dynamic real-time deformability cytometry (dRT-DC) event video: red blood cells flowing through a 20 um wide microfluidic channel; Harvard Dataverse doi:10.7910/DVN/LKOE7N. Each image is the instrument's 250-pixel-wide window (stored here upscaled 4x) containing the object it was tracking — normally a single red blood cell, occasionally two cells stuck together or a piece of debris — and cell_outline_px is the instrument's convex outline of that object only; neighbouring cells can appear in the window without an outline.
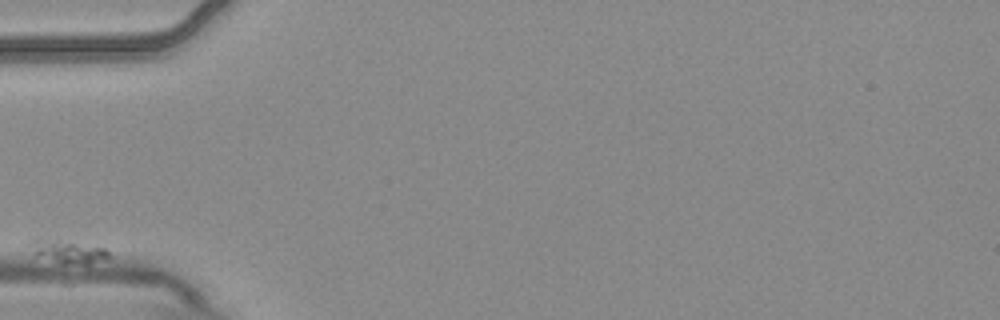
{"species": "common noctule bat (a hibernating species)", "species_latin": "Nyctalus noctula", "temperature_condition": "warm", "stored_images_in_passage": 14, "camera_frame_rate_fps": 3000, "um_per_image_px": 0.085, "animal": {"sex": "male", "body_mass_g": 20.4}, "frame": {"image": 1, "passage_image": 1, "time_ms": 0.0, "image_size_px": [1000, 320], "cell_outline_px": [[108, 256], [88, 264], [64, 264], [36, 252], [28, 244], [28, 240], [40, 236], [56, 236], [104, 248], [108, 252]], "centroid_in_image_um": [5.71, 21.26], "position_along_channel_um": 79.3, "area_um2": 10.81}}
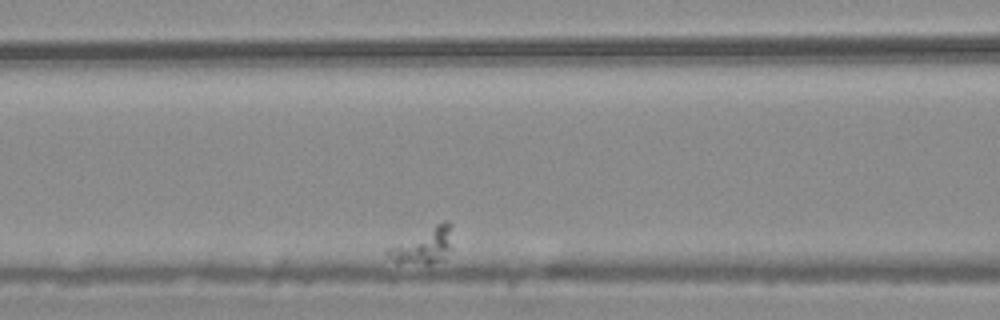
{"frame": {"image": 2, "passage_image": 3, "time_ms": 0.667, "image_size_px": [1000, 320], "cell_outline_px": [[452, 224], [448, 248], [444, 260], [428, 264], [396, 260], [384, 256], [384, 252], [388, 248], [444, 220], [448, 220]], "centroid_in_image_um": [36.01, 20.87], "position_along_channel_um": 130.6, "area_um2": 12.72}}